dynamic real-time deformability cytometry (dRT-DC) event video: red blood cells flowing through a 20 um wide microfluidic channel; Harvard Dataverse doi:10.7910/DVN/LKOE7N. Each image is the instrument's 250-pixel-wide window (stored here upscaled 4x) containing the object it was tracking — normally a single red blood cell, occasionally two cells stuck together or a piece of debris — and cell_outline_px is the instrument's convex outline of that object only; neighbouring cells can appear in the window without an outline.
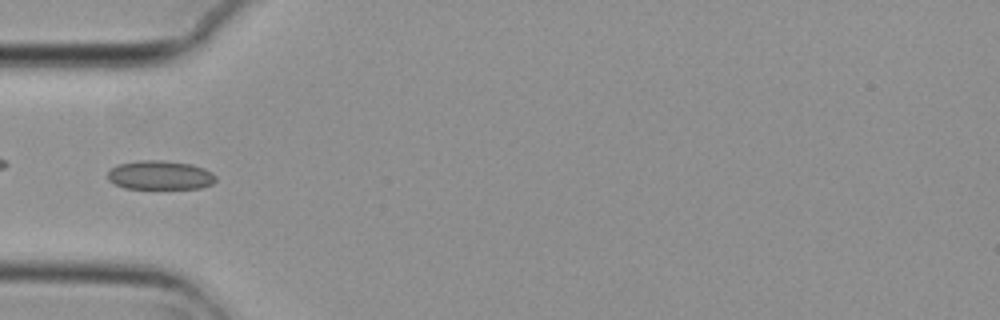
{"species": "common noctule bat (a hibernating species)", "species_latin": "Nyctalus noctula", "temperature_condition": "cold", "stored_images_in_passage": 7, "camera_frame_rate_fps": 3000, "um_per_image_px": 0.085, "animal": {"sex": "female", "body_mass_g": 29.2, "forearm_length_mm": 56.3}, "frame": {"image": 1, "passage_image": 4, "time_ms": 1.0, "image_size_px": [1000, 320], "cell_outline_px": [[216, 180], [212, 184], [200, 188], [124, 188], [112, 184], [108, 180], [108, 172], [112, 168], [120, 164], [140, 160], [160, 160], [192, 164], [204, 168], [212, 172], [216, 176]], "centroid_in_image_um": [13.61, 14.89], "position_along_channel_um": 71.4, "area_um2": 18.26}}
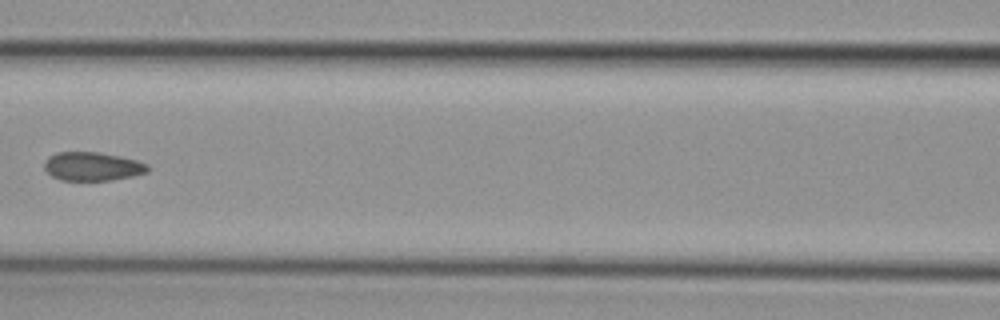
{"frame": {"image": 2, "passage_image": 6, "time_ms": 1.667, "image_size_px": [1000, 320], "cell_outline_px": [[148, 172], [132, 176], [112, 180], [60, 180], [52, 176], [44, 168], [44, 160], [48, 156], [56, 152], [100, 152], [120, 156], [136, 160], [148, 164]], "centroid_in_image_um": [7.83, 14.14], "position_along_channel_um": 158.8, "area_um2": 17.34}}
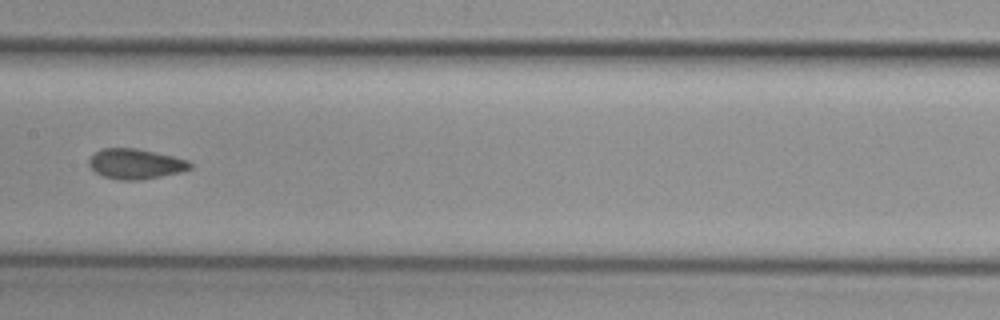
{"frame": {"image": 3, "passage_image": 7, "time_ms": 2.0, "image_size_px": [1000, 320], "cell_outline_px": [[192, 168], [180, 172], [140, 180], [120, 180], [104, 176], [96, 172], [88, 164], [88, 160], [96, 152], [104, 148], [136, 148], [172, 156], [188, 160], [192, 164]], "centroid_in_image_um": [11.53, 13.93], "position_along_channel_um": 195.9, "area_um2": 17.57}}